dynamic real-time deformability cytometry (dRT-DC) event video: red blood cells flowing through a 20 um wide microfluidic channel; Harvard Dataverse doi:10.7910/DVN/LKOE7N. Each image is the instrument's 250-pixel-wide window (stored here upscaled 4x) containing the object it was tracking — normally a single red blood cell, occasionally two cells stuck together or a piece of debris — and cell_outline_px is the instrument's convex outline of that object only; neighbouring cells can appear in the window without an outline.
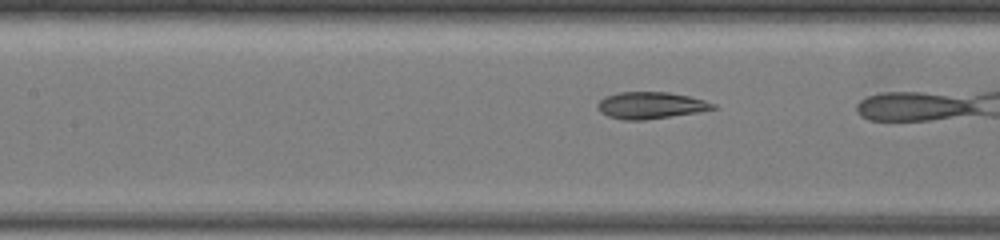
{"species": "common noctule bat (a hibernating species)", "species_latin": "Nyctalus noctula", "temperature_condition": "warm", "stored_images_in_passage": 25, "camera_frame_rate_fps": 3000, "um_per_image_px": 0.085, "animal": {"sex": "female", "body_mass_g": 19.5, "forearm_length_mm": 54.1}, "frame": {"image": 1, "passage_image": 11, "time_ms": 3.333, "image_size_px": [1000, 240], "cell_outline_px": [[720, 108], [696, 112], [644, 120], [624, 120], [608, 116], [600, 112], [596, 108], [596, 104], [604, 96], [620, 92], [668, 92], [688, 96], [704, 100], [716, 104]], "centroid_in_image_um": [55.28, 8.95], "position_along_channel_um": 152.1, "area_um2": 18.03}}
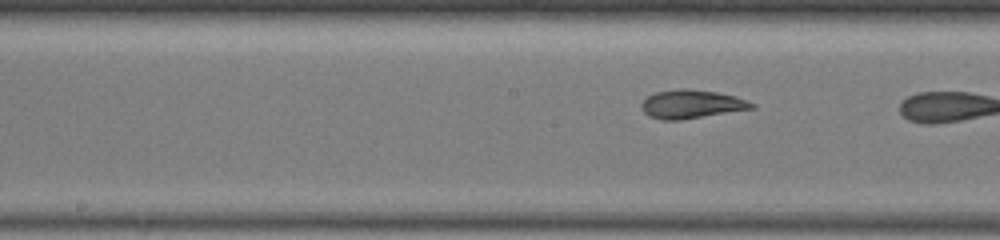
{"frame": {"image": 2, "passage_image": 15, "time_ms": 4.667, "image_size_px": [1000, 240], "cell_outline_px": [[756, 108], [680, 120], [660, 120], [648, 116], [640, 108], [640, 104], [648, 96], [656, 92], [680, 88], [688, 88], [716, 92], [736, 96], [756, 104]], "centroid_in_image_um": [58.77, 8.85], "position_along_channel_um": 189.4, "area_um2": 18.5}}